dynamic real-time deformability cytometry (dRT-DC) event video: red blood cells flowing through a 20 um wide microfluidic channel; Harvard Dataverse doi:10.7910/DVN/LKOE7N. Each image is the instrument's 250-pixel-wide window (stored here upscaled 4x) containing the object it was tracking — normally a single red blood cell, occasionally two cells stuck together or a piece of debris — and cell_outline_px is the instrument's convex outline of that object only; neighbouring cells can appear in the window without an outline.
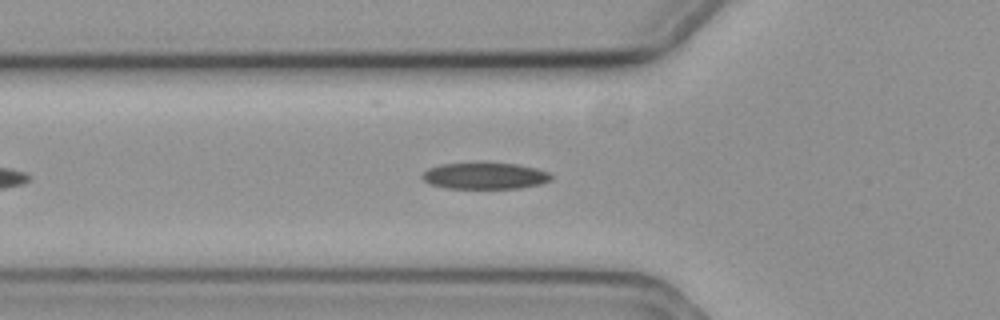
{"species": "common noctule bat (a hibernating species)", "species_latin": "Nyctalus noctula", "temperature_condition": "cold", "stored_images_in_passage": 40, "camera_frame_rate_fps": 3000, "um_per_image_px": 0.085, "animal": {"sex": "female", "body_mass_g": 19.3, "forearm_length_mm": 54.1}, "frame": {"image": 1, "passage_image": 9, "time_ms": 2.667, "image_size_px": [1000, 320], "cell_outline_px": [[552, 180], [540, 184], [520, 188], [448, 188], [432, 184], [424, 180], [420, 176], [428, 168], [440, 164], [516, 164], [536, 168], [548, 172], [552, 176]], "centroid_in_image_um": [41.23, 14.96], "position_along_channel_um": 84.6, "area_um2": 19.48}}
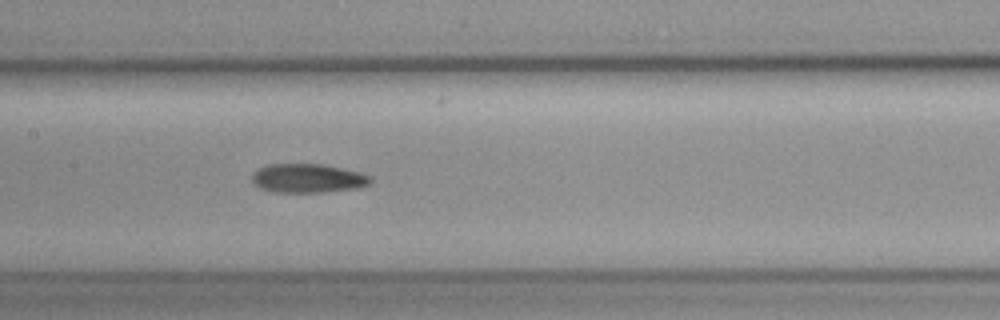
{"frame": {"image": 2, "passage_image": 17, "time_ms": 5.333, "image_size_px": [1000, 320], "cell_outline_px": [[372, 184], [356, 188], [324, 192], [276, 192], [260, 188], [252, 180], [252, 172], [268, 164], [324, 164], [360, 172], [372, 176]], "centroid_in_image_um": [26.2, 15.15], "position_along_channel_um": 181.2, "area_um2": 20.06}}
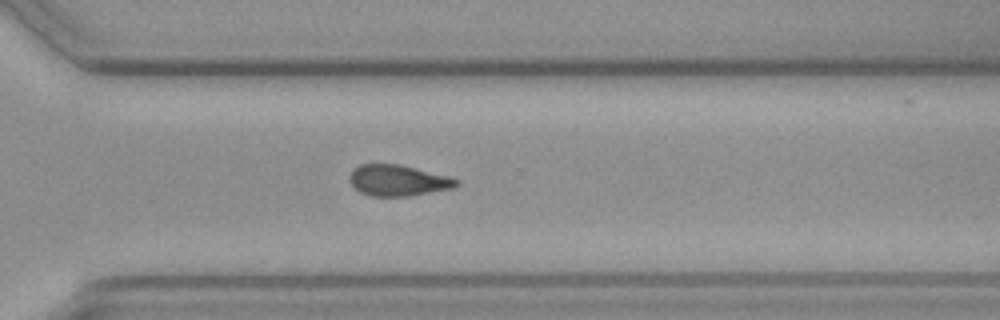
{"frame": {"image": 3, "passage_image": 30, "time_ms": 9.667, "image_size_px": [1000, 320], "cell_outline_px": [[460, 184], [452, 188], [408, 196], [368, 196], [360, 192], [348, 180], [348, 176], [352, 168], [360, 164], [400, 164], [448, 176], [460, 180]], "centroid_in_image_um": [33.8, 15.33], "position_along_channel_um": 336.8, "area_um2": 19.42}}